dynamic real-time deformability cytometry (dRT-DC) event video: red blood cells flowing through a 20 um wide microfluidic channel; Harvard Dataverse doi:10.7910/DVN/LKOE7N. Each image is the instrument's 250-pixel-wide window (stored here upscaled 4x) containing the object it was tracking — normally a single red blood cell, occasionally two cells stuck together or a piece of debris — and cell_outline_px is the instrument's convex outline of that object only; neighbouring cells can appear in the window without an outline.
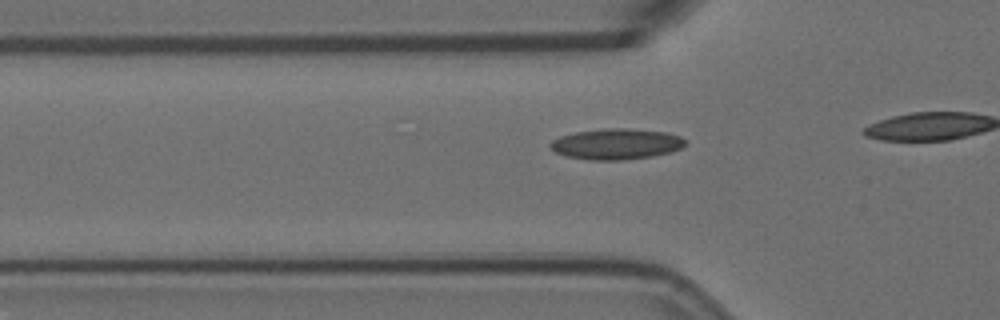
{"species": "Egyptian fruit bat (a non-hibernating species)", "species_latin": "Rousettus aegyptiacus", "temperature_condition": "room temperature", "stored_images_in_passage": 17, "camera_frame_rate_fps": 3000, "um_per_image_px": 0.085, "animal": {"sex": "female"}, "frame": {"image": 1, "passage_image": 12, "time_ms": 3.667, "image_size_px": [1000, 320], "cell_outline_px": [[684, 144], [680, 148], [668, 152], [652, 156], [624, 160], [592, 160], [568, 156], [556, 152], [548, 144], [552, 140], [560, 136], [576, 132], [608, 128], [624, 128], [664, 132], [680, 136], [684, 140]], "centroid_in_image_um": [52.35, 12.24], "position_along_channel_um": 73.4, "area_um2": 23.81}}